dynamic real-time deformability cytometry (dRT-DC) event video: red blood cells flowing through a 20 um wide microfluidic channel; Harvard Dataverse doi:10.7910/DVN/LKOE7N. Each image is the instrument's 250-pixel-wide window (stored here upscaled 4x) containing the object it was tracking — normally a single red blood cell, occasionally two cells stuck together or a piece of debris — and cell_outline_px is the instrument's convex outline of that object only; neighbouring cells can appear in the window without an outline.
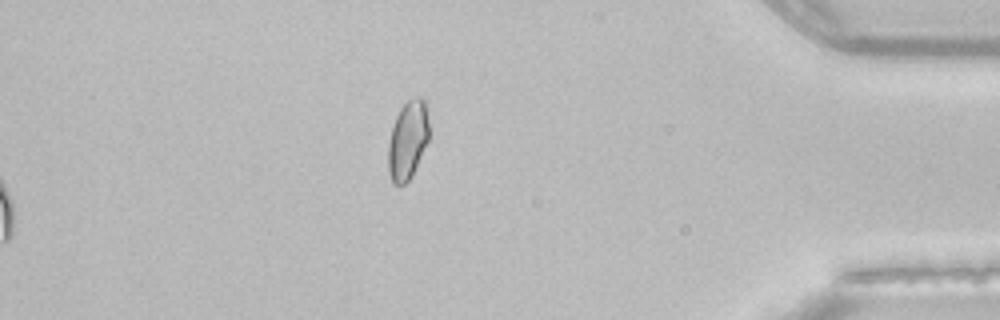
{"species": "common noctule bat (a hibernating species)", "species_latin": "Nyctalus noctula", "temperature_condition": "room temperature", "stored_images_in_passage": 44, "camera_frame_rate_fps": 3000, "um_per_image_px": 0.085, "animal": {"sex": "female", "body_mass_g": 22.7, "forearm_length_mm": 54.2}, "frame": {"image": 1, "passage_image": 44, "time_ms": 14.333, "image_size_px": [1000, 320], "cell_outline_px": [[428, 140], [412, 176], [404, 184], [392, 184], [388, 172], [388, 144], [392, 128], [396, 116], [400, 108], [408, 100], [416, 96], [420, 96], [424, 100], [428, 120]], "centroid_in_image_um": [34.64, 11.92], "position_along_channel_um": 400.6, "area_um2": 18.61}}